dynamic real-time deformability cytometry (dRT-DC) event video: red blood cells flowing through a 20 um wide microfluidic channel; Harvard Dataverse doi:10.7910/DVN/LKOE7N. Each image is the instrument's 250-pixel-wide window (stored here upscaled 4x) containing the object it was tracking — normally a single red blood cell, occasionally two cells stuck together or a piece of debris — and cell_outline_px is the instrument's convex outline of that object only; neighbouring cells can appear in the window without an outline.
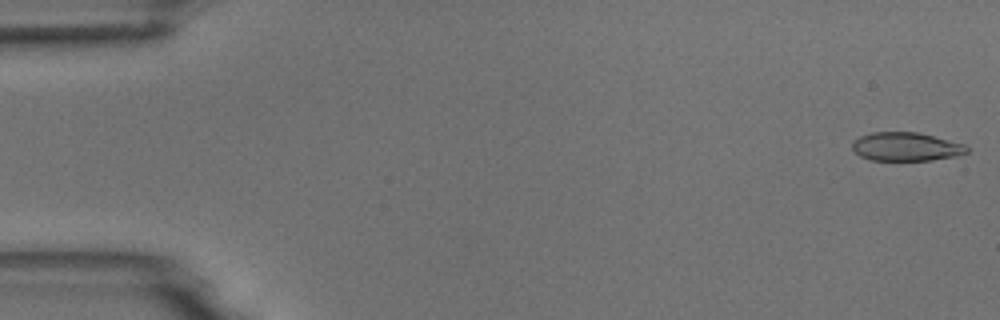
{"species": "common noctule bat (a hibernating species)", "species_latin": "Nyctalus noctula", "temperature_condition": "room temperature", "stored_images_in_passage": 5, "camera_frame_rate_fps": 3000, "um_per_image_px": 0.085, "animal": {"sex": "male", "body_mass_g": 18.8}, "frame": {"image": 1, "passage_image": 1, "time_ms": 0.0, "image_size_px": [1000, 320], "cell_outline_px": [[968, 152], [956, 156], [932, 160], [872, 160], [860, 156], [852, 148], [852, 144], [860, 136], [872, 132], [916, 132], [964, 144], [968, 148]], "centroid_in_image_um": [77.01, 12.47], "position_along_channel_um": 8.0, "area_um2": 18.84}}
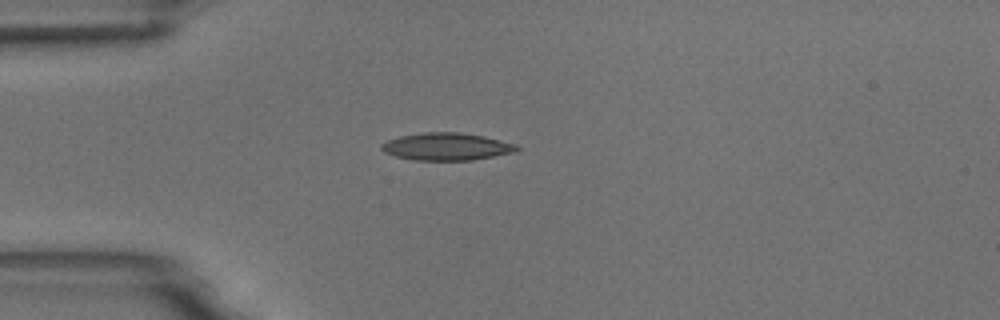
{"frame": {"image": 2, "passage_image": 4, "time_ms": 4.333, "image_size_px": [1000, 320], "cell_outline_px": [[520, 148], [516, 152], [472, 160], [416, 160], [396, 156], [384, 152], [380, 148], [380, 144], [388, 140], [400, 136], [424, 132], [460, 132], [484, 136], [516, 144]], "centroid_in_image_um": [37.97, 12.45], "position_along_channel_um": 47.0, "area_um2": 21.62}}